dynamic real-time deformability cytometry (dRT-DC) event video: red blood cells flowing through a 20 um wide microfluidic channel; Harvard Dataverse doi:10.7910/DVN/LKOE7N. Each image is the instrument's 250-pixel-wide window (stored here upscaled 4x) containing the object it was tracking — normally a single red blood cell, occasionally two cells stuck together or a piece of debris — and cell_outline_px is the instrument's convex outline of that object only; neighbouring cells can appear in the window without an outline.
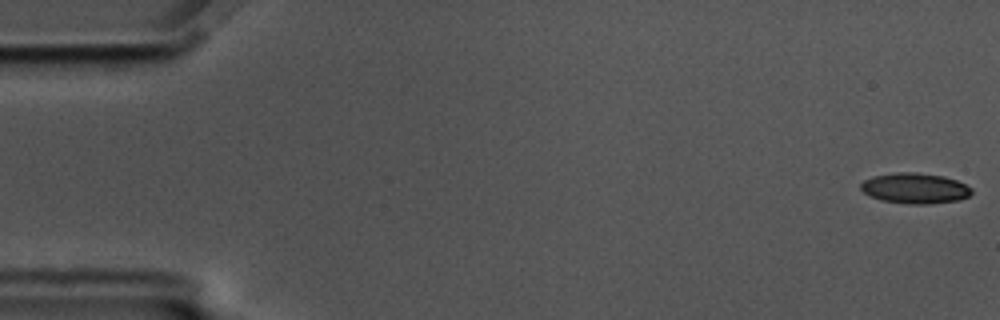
{"species": "common noctule bat (a hibernating species)", "species_latin": "Nyctalus noctula", "temperature_condition": "cold", "stored_images_in_passage": 58, "camera_frame_rate_fps": 3000, "um_per_image_px": 0.085, "animal": {"sex": "male", "body_mass_g": 17.5, "forearm_length_mm": 52.3}, "frame": {"image": 1, "passage_image": 1, "time_ms": 0.0, "image_size_px": [1000, 320], "cell_outline_px": [[972, 192], [968, 196], [960, 200], [928, 204], [912, 204], [880, 200], [864, 192], [860, 188], [860, 184], [864, 180], [872, 176], [896, 172], [916, 172], [944, 176], [956, 180], [972, 188]], "centroid_in_image_um": [77.77, 15.99], "position_along_channel_um": 7.2, "area_um2": 19.71}}
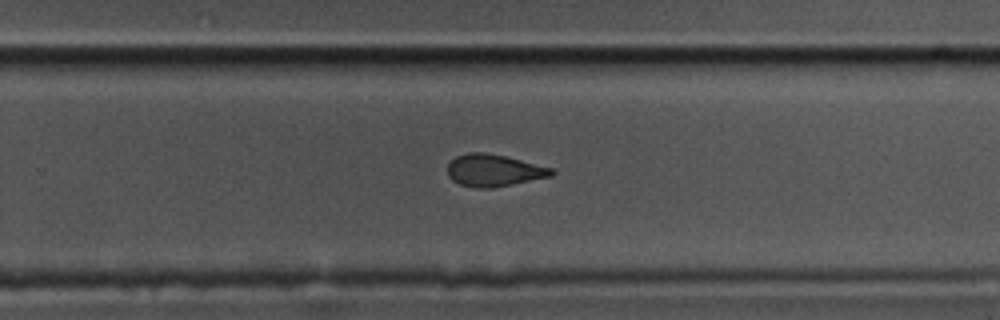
{"frame": {"image": 2, "passage_image": 37, "time_ms": 12.0, "image_size_px": [1000, 320], "cell_outline_px": [[556, 172], [552, 176], [492, 188], [476, 188], [460, 184], [452, 180], [448, 176], [448, 164], [456, 156], [468, 152], [484, 152], [504, 156], [552, 168]], "centroid_in_image_um": [41.96, 14.49], "position_along_channel_um": 287.8, "area_um2": 19.31}}
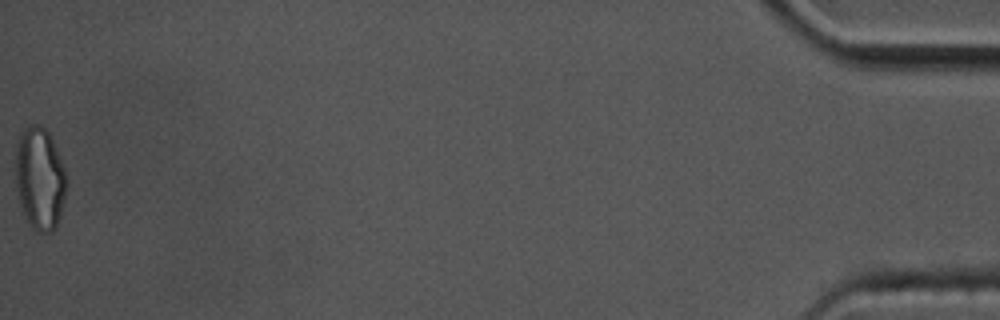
{"frame": {"image": 3, "passage_image": 58, "time_ms": 19.0, "image_size_px": [1000, 320], "cell_outline_px": [[68, 184], [60, 216], [56, 228], [52, 232], [36, 232], [32, 228], [20, 204], [16, 188], [16, 144], [20, 132], [24, 128], [32, 124], [40, 124], [48, 132], [56, 148], [64, 168], [68, 180]], "centroid_in_image_um": [3.39, 15.17], "position_along_channel_um": 431.8, "area_um2": 30.63}, "authors_computed_cell_mechanics": {"area_um2": 20.519, "velocity_mm_per_s": 3.4953, "shape_relaxation_time_tau1_ms": 10.1751, "shape_relaxation_time_tau2_ms": 4.0715, "deformation_change_tau1": 0.1772, "deformation_change_tau2": 0.0874}}